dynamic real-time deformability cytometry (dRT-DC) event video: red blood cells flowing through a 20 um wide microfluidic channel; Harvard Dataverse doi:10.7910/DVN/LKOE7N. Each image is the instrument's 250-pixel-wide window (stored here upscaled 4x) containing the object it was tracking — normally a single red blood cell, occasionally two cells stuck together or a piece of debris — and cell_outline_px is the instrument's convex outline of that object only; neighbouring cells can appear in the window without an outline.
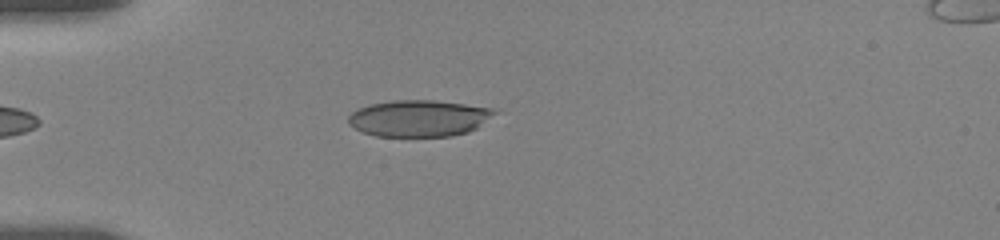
{"species": "human", "species_latin": "Homo sapiens", "temperature_condition": "room temperature", "stored_images_in_passage": 46, "camera_frame_rate_fps": 3000, "um_per_image_px": 0.085, "donor": {"sex": "female"}, "frame": {"image": 1, "passage_image": 7, "time_ms": 1.667, "image_size_px": [1000, 240], "cell_outline_px": [[500, 112], [476, 128], [468, 132], [452, 136], [376, 136], [364, 132], [348, 124], [348, 116], [352, 112], [360, 108], [372, 104], [392, 100], [432, 100], [500, 108]], "centroid_in_image_um": [35.7, 10.04], "position_along_channel_um": 49.3, "area_um2": 31.33}}
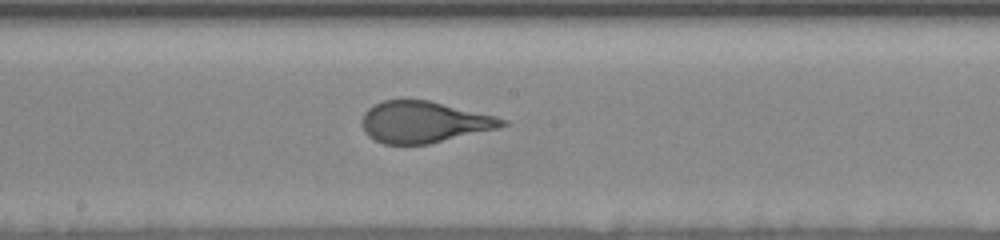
{"frame": {"image": 2, "passage_image": 24, "time_ms": 6.667, "image_size_px": [1000, 240], "cell_outline_px": [[508, 124], [496, 128], [428, 144], [384, 144], [368, 136], [364, 132], [360, 120], [364, 112], [372, 104], [384, 100], [404, 96], [428, 100], [496, 116], [508, 120]], "centroid_in_image_um": [35.95, 10.33], "position_along_channel_um": 212.3, "area_um2": 34.33}}
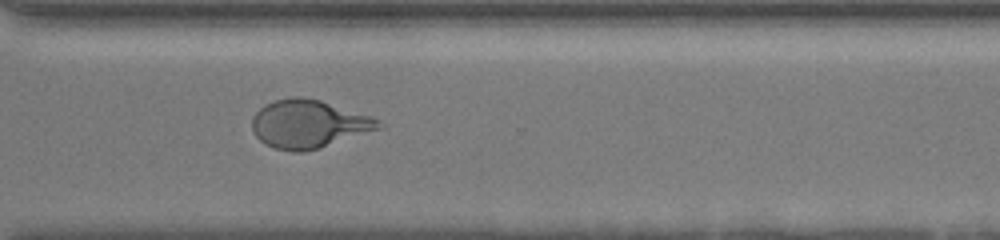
{"frame": {"image": 3, "passage_image": 37, "time_ms": 10.333, "image_size_px": [1000, 240], "cell_outline_px": [[384, 128], [320, 148], [304, 152], [292, 152], [276, 148], [260, 140], [256, 136], [252, 128], [252, 116], [264, 104], [276, 100], [292, 96], [304, 96], [320, 100], [372, 116], [380, 120]], "centroid_in_image_um": [26.27, 10.53], "position_along_channel_um": 344.3, "area_um2": 35.78}, "authors_computed_cell_mechanics": {"area_um2": 34.0442, "velocity_mm_per_s": 3.6128, "shape_relaxation_time_tau1_ms": 4.428, "shape_relaxation_time_tau2_ms": null, "deformation_change_tau1": 0.1989, "deformation_change_tau2": null}}